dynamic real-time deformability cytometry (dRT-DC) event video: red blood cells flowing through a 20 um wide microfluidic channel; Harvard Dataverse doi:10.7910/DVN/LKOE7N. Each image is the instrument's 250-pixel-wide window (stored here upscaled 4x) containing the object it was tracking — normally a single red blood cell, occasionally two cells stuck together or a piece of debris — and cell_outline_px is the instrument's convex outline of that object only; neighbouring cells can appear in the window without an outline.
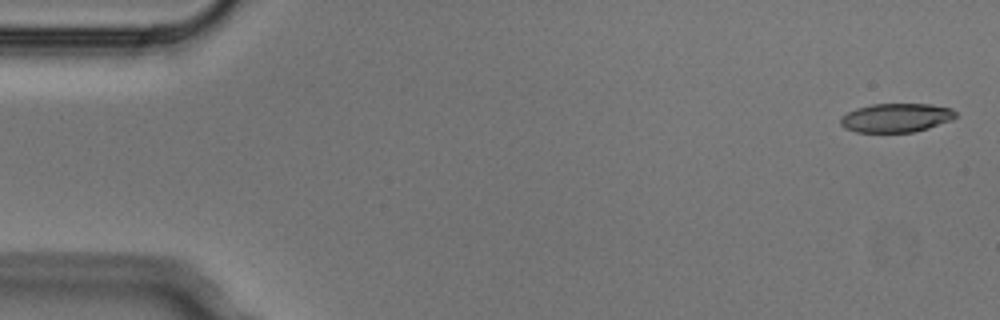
{"species": "Egyptian fruit bat (a non-hibernating species)", "species_latin": "Rousettus aegyptiacus", "temperature_condition": "cold", "stored_images_in_passage": 5, "camera_frame_rate_fps": 3000, "um_per_image_px": 0.085, "animal": {"sex": "male"}, "frame": {"image": 1, "passage_image": 1, "time_ms": 0.0, "image_size_px": [1000, 320], "cell_outline_px": [[956, 116], [952, 120], [928, 128], [912, 132], [856, 132], [844, 128], [840, 124], [840, 116], [856, 108], [872, 104], [928, 104], [952, 108], [956, 112]], "centroid_in_image_um": [76.15, 10.01], "position_along_channel_um": 8.8, "area_um2": 19.42}}
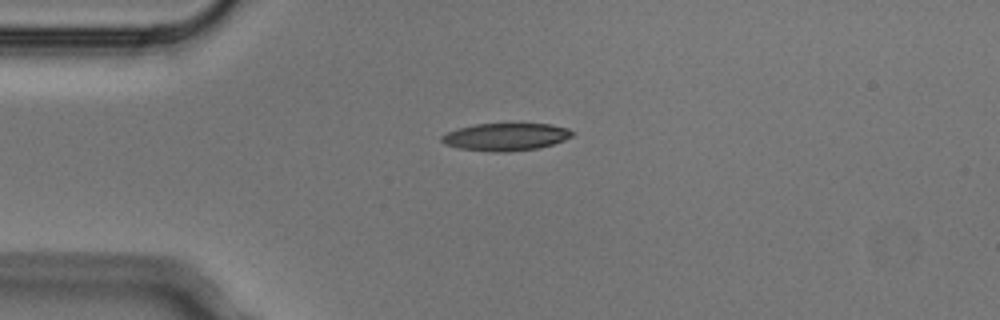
{"frame": {"image": 2, "passage_image": 4, "time_ms": 1.0, "image_size_px": [1000, 320], "cell_outline_px": [[576, 132], [572, 136], [564, 140], [552, 144], [536, 148], [508, 152], [492, 152], [460, 148], [444, 144], [440, 140], [440, 136], [448, 132], [460, 128], [476, 124], [552, 124], [568, 128]], "centroid_in_image_um": [43.0, 11.63], "position_along_channel_um": 42.0, "area_um2": 20.87}}